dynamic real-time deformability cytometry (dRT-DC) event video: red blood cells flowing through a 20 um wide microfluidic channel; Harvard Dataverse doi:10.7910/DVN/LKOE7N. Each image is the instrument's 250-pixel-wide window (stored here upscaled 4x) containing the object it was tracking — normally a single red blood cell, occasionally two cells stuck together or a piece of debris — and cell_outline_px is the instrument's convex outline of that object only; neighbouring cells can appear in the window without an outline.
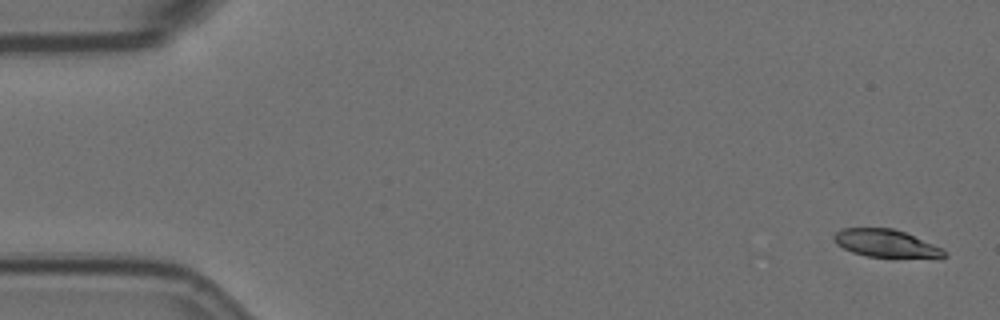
{"species": "Egyptian fruit bat (a non-hibernating species)", "species_latin": "Rousettus aegyptiacus", "temperature_condition": "room temperature", "stored_images_in_passage": 5, "camera_frame_rate_fps": 3000, "um_per_image_px": 0.085, "animal": {"sex": "female"}, "frame": {"image": 1, "passage_image": 1, "time_ms": 0.0, "image_size_px": [1000, 320], "cell_outline_px": [[948, 256], [940, 260], [936, 260], [868, 256], [852, 252], [836, 244], [832, 236], [836, 232], [844, 228], [892, 228], [904, 232], [944, 248], [948, 252]], "centroid_in_image_um": [75.45, 20.74], "position_along_channel_um": 9.5, "area_um2": 18.5}}